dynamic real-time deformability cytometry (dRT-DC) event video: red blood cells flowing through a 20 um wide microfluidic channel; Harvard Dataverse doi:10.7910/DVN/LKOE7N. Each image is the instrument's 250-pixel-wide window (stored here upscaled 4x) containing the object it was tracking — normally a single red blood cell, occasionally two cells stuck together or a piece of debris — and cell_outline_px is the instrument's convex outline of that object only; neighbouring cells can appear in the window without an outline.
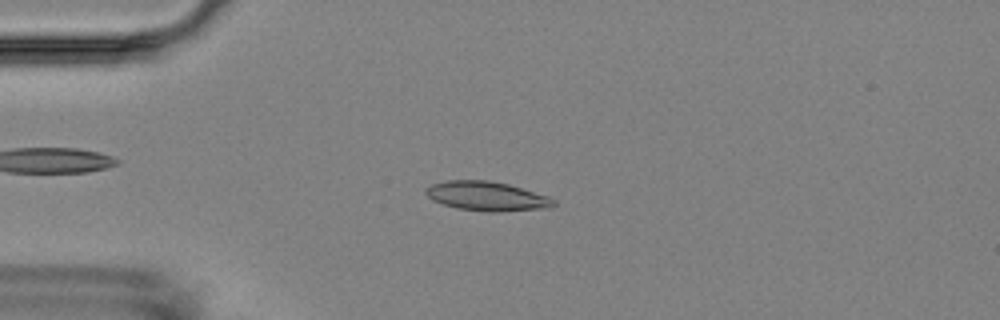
{"species": "Egyptian fruit bat (a non-hibernating species)", "species_latin": "Rousettus aegyptiacus", "temperature_condition": "room temperature", "stored_images_in_passage": 6, "camera_frame_rate_fps": 3000, "um_per_image_px": 0.085, "animal": {"sex": "female"}, "frame": {"image": 1, "passage_image": 4, "time_ms": 5.333, "image_size_px": [1000, 320], "cell_outline_px": [[556, 204], [548, 208], [496, 212], [488, 212], [456, 208], [432, 200], [424, 192], [424, 188], [432, 184], [448, 180], [488, 180], [508, 184], [548, 196], [556, 200]], "centroid_in_image_um": [41.37, 16.67], "position_along_channel_um": 43.6, "area_um2": 21.85}}